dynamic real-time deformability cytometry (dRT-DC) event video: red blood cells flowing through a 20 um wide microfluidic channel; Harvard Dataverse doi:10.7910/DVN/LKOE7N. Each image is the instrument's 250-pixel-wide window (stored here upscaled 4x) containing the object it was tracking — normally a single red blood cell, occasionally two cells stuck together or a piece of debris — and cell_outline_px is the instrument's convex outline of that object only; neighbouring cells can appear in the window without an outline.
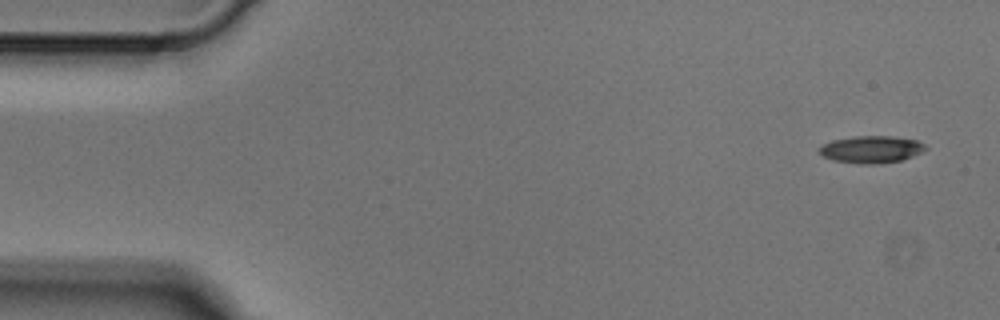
{"species": "Egyptian fruit bat (a non-hibernating species)", "species_latin": "Rousettus aegyptiacus", "temperature_condition": "cold", "stored_images_in_passage": 4, "camera_frame_rate_fps": 3000, "um_per_image_px": 0.085, "animal": {"sex": "male"}, "frame": {"image": 1, "passage_image": 1, "time_ms": 0.0, "image_size_px": [1000, 320], "cell_outline_px": [[928, 148], [912, 156], [900, 160], [876, 164], [860, 164], [832, 160], [824, 156], [816, 148], [832, 140], [856, 136], [892, 136], [916, 140], [924, 144]], "centroid_in_image_um": [74.03, 12.69], "position_along_channel_um": 11.0, "area_um2": 16.7}}